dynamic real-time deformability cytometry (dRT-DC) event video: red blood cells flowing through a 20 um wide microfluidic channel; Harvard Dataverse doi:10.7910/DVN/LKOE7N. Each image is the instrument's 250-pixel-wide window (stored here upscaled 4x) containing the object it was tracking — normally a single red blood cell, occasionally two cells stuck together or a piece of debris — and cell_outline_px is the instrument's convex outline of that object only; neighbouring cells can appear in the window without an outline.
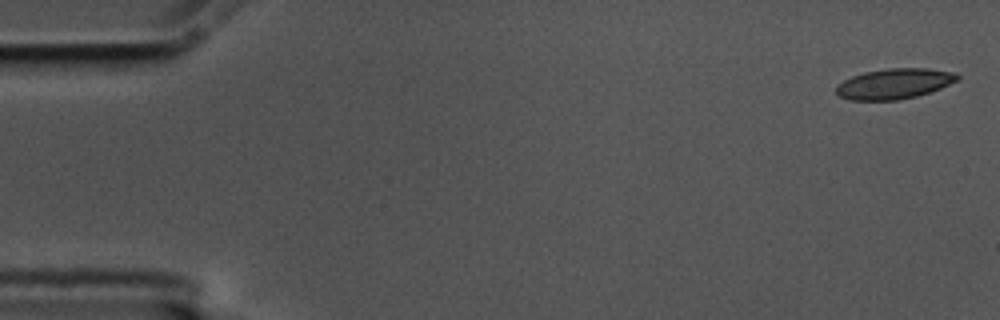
{"species": "common noctule bat (a hibernating species)", "species_latin": "Nyctalus noctula", "temperature_condition": "cold", "stored_images_in_passage": 6, "camera_frame_rate_fps": 3000, "um_per_image_px": 0.085, "animal": {"sex": "male", "body_mass_g": 17.5, "forearm_length_mm": 52.3}, "frame": {"image": 1, "passage_image": 1, "time_ms": 0.0, "image_size_px": [1000, 320], "cell_outline_px": [[960, 80], [940, 88], [916, 96], [896, 100], [848, 100], [840, 96], [836, 92], [836, 88], [844, 80], [852, 76], [864, 72], [888, 68], [928, 68], [956, 72], [960, 76]], "centroid_in_image_um": [76.05, 7.1], "position_along_channel_um": 8.9, "area_um2": 21.44}}
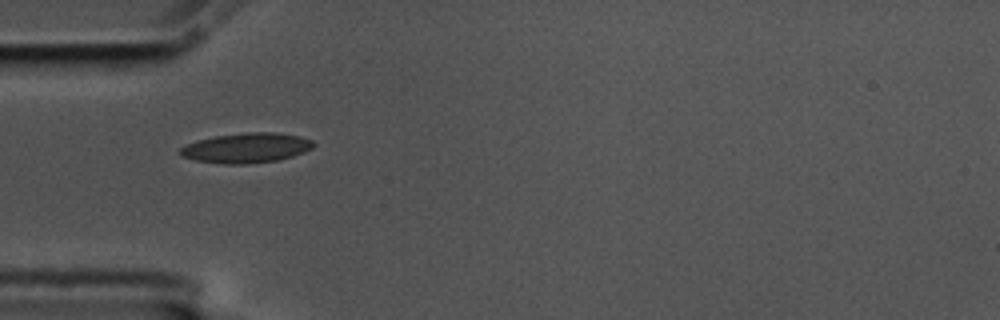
{"frame": {"image": 2, "passage_image": 5, "time_ms": 1.333, "image_size_px": [1000, 320], "cell_outline_px": [[316, 144], [312, 148], [304, 152], [292, 156], [276, 160], [248, 164], [224, 164], [196, 160], [180, 156], [180, 148], [184, 144], [196, 140], [216, 136], [248, 132], [276, 132], [300, 136], [312, 140]], "centroid_in_image_um": [20.93, 12.57], "position_along_channel_um": 64.1, "area_um2": 23.29}}